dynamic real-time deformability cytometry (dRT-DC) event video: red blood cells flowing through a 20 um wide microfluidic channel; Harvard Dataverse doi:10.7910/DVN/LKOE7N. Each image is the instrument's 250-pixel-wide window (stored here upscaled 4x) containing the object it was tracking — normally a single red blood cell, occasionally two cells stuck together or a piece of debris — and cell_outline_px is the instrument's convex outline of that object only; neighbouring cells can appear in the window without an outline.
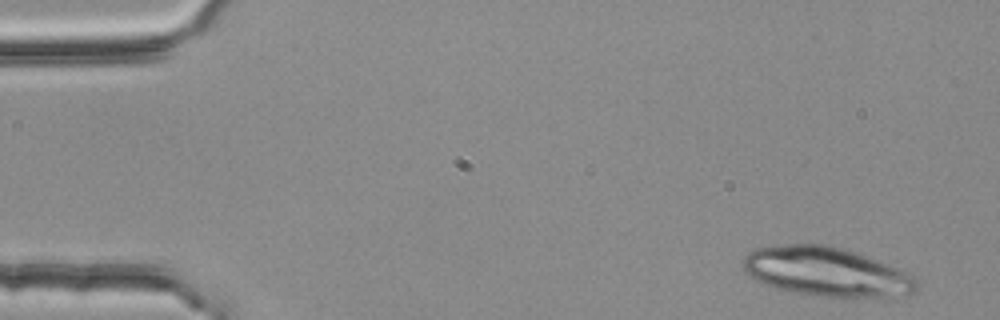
{"species": "common noctule bat (a hibernating species)", "species_latin": "Nyctalus noctula", "temperature_condition": "room temperature", "stored_images_in_passage": 4, "camera_frame_rate_fps": 3000, "um_per_image_px": 0.085, "animal": {"sex": "female", "body_mass_g": 25.1}, "frame": {"image": 1, "passage_image": 1, "time_ms": 0.0, "image_size_px": [1000, 320], "cell_outline_px": [[920, 284], [916, 292], [908, 296], [888, 300], [880, 300], [828, 296], [800, 292], [776, 288], [764, 284], [756, 280], [744, 272], [744, 256], [748, 252], [756, 248], [784, 244], [828, 244], [856, 252], [868, 256], [908, 272]], "centroid_in_image_um": [70.38, 23.13], "position_along_channel_um": 14.6, "area_um2": 50.75}}